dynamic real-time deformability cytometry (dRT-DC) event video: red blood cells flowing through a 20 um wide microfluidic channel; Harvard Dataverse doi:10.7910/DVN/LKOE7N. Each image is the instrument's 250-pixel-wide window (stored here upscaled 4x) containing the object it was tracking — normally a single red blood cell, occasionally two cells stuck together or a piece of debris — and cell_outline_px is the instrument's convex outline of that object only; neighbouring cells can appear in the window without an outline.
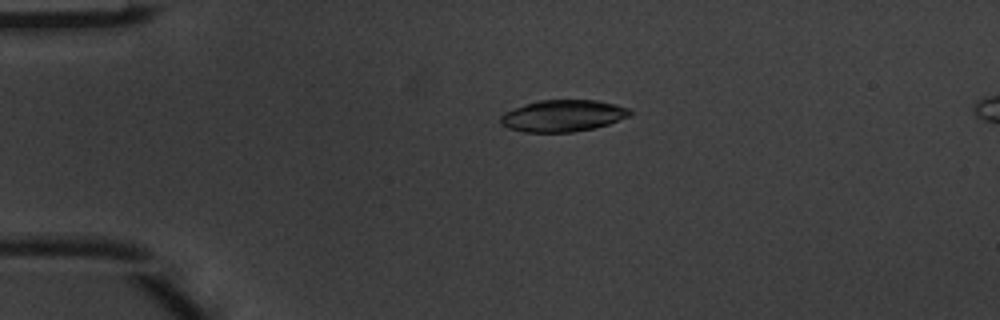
{"species": "common noctule bat (a hibernating species)", "species_latin": "Nyctalus noctula", "temperature_condition": "warm", "stored_images_in_passage": 3, "camera_frame_rate_fps": 3000, "um_per_image_px": 0.085, "animal": {"sex": "male", "body_mass_g": 20.1, "forearm_length_mm": 53.5}, "frame": {"image": 1, "passage_image": 1, "time_ms": 0.0, "image_size_px": [1000, 320], "cell_outline_px": [[632, 112], [628, 116], [608, 124], [596, 128], [572, 132], [524, 132], [508, 128], [500, 124], [500, 116], [504, 112], [540, 100], [596, 100], [616, 104], [628, 108]], "centroid_in_image_um": [47.84, 9.85], "position_along_channel_um": 37.2, "area_um2": 23.76}}